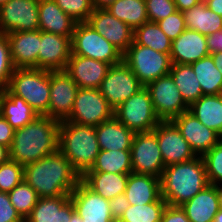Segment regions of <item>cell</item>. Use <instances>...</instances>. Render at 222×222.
<instances>
[{"label": "cell", "instance_id": "1", "mask_svg": "<svg viewBox=\"0 0 222 222\" xmlns=\"http://www.w3.org/2000/svg\"><path fill=\"white\" fill-rule=\"evenodd\" d=\"M80 180V175L59 150L24 166V181L39 198L70 195Z\"/></svg>", "mask_w": 222, "mask_h": 222}, {"label": "cell", "instance_id": "2", "mask_svg": "<svg viewBox=\"0 0 222 222\" xmlns=\"http://www.w3.org/2000/svg\"><path fill=\"white\" fill-rule=\"evenodd\" d=\"M59 124L56 119L38 115L26 126L16 129L9 148L10 159L25 166L58 151Z\"/></svg>", "mask_w": 222, "mask_h": 222}, {"label": "cell", "instance_id": "3", "mask_svg": "<svg viewBox=\"0 0 222 222\" xmlns=\"http://www.w3.org/2000/svg\"><path fill=\"white\" fill-rule=\"evenodd\" d=\"M160 180L161 197L171 206L183 205L210 185L200 156L165 166Z\"/></svg>", "mask_w": 222, "mask_h": 222}, {"label": "cell", "instance_id": "4", "mask_svg": "<svg viewBox=\"0 0 222 222\" xmlns=\"http://www.w3.org/2000/svg\"><path fill=\"white\" fill-rule=\"evenodd\" d=\"M59 151L82 177L91 169L100 152L95 127L60 121Z\"/></svg>", "mask_w": 222, "mask_h": 222}, {"label": "cell", "instance_id": "5", "mask_svg": "<svg viewBox=\"0 0 222 222\" xmlns=\"http://www.w3.org/2000/svg\"><path fill=\"white\" fill-rule=\"evenodd\" d=\"M7 89L23 98L38 115L48 116L50 71L38 68H15Z\"/></svg>", "mask_w": 222, "mask_h": 222}, {"label": "cell", "instance_id": "6", "mask_svg": "<svg viewBox=\"0 0 222 222\" xmlns=\"http://www.w3.org/2000/svg\"><path fill=\"white\" fill-rule=\"evenodd\" d=\"M122 61L144 86L168 75L172 66L170 54L155 51L134 41L123 53Z\"/></svg>", "mask_w": 222, "mask_h": 222}, {"label": "cell", "instance_id": "7", "mask_svg": "<svg viewBox=\"0 0 222 222\" xmlns=\"http://www.w3.org/2000/svg\"><path fill=\"white\" fill-rule=\"evenodd\" d=\"M71 47V55L103 61L111 66L122 62L123 54L87 22H77L71 39Z\"/></svg>", "mask_w": 222, "mask_h": 222}, {"label": "cell", "instance_id": "8", "mask_svg": "<svg viewBox=\"0 0 222 222\" xmlns=\"http://www.w3.org/2000/svg\"><path fill=\"white\" fill-rule=\"evenodd\" d=\"M114 116L133 132H148L161 122L156 116L150 93L144 86L114 110Z\"/></svg>", "mask_w": 222, "mask_h": 222}, {"label": "cell", "instance_id": "9", "mask_svg": "<svg viewBox=\"0 0 222 222\" xmlns=\"http://www.w3.org/2000/svg\"><path fill=\"white\" fill-rule=\"evenodd\" d=\"M113 117L114 110L99 89L79 88L66 121L96 127Z\"/></svg>", "mask_w": 222, "mask_h": 222}, {"label": "cell", "instance_id": "10", "mask_svg": "<svg viewBox=\"0 0 222 222\" xmlns=\"http://www.w3.org/2000/svg\"><path fill=\"white\" fill-rule=\"evenodd\" d=\"M130 154L132 173L161 178L165 164L154 131L136 132Z\"/></svg>", "mask_w": 222, "mask_h": 222}, {"label": "cell", "instance_id": "11", "mask_svg": "<svg viewBox=\"0 0 222 222\" xmlns=\"http://www.w3.org/2000/svg\"><path fill=\"white\" fill-rule=\"evenodd\" d=\"M145 87L150 93L155 114L160 121H172L188 111L189 106L170 74L148 83Z\"/></svg>", "mask_w": 222, "mask_h": 222}, {"label": "cell", "instance_id": "12", "mask_svg": "<svg viewBox=\"0 0 222 222\" xmlns=\"http://www.w3.org/2000/svg\"><path fill=\"white\" fill-rule=\"evenodd\" d=\"M75 208L70 222H116L108 199L101 197L80 180L70 194Z\"/></svg>", "mask_w": 222, "mask_h": 222}, {"label": "cell", "instance_id": "13", "mask_svg": "<svg viewBox=\"0 0 222 222\" xmlns=\"http://www.w3.org/2000/svg\"><path fill=\"white\" fill-rule=\"evenodd\" d=\"M142 87L144 85L122 61L109 68L98 89L113 110H115Z\"/></svg>", "mask_w": 222, "mask_h": 222}, {"label": "cell", "instance_id": "14", "mask_svg": "<svg viewBox=\"0 0 222 222\" xmlns=\"http://www.w3.org/2000/svg\"><path fill=\"white\" fill-rule=\"evenodd\" d=\"M39 0H9L0 6V32L39 29Z\"/></svg>", "mask_w": 222, "mask_h": 222}, {"label": "cell", "instance_id": "15", "mask_svg": "<svg viewBox=\"0 0 222 222\" xmlns=\"http://www.w3.org/2000/svg\"><path fill=\"white\" fill-rule=\"evenodd\" d=\"M165 166L197 157L172 121H161L154 129Z\"/></svg>", "mask_w": 222, "mask_h": 222}, {"label": "cell", "instance_id": "16", "mask_svg": "<svg viewBox=\"0 0 222 222\" xmlns=\"http://www.w3.org/2000/svg\"><path fill=\"white\" fill-rule=\"evenodd\" d=\"M78 89L76 82L64 70L50 71L48 116L59 122L66 120L72 112Z\"/></svg>", "mask_w": 222, "mask_h": 222}, {"label": "cell", "instance_id": "17", "mask_svg": "<svg viewBox=\"0 0 222 222\" xmlns=\"http://www.w3.org/2000/svg\"><path fill=\"white\" fill-rule=\"evenodd\" d=\"M172 122L188 141L196 156L203 157L222 139L217 132L207 128L189 111L181 113Z\"/></svg>", "mask_w": 222, "mask_h": 222}, {"label": "cell", "instance_id": "18", "mask_svg": "<svg viewBox=\"0 0 222 222\" xmlns=\"http://www.w3.org/2000/svg\"><path fill=\"white\" fill-rule=\"evenodd\" d=\"M86 22L122 54L133 43L134 30L106 9H94Z\"/></svg>", "mask_w": 222, "mask_h": 222}, {"label": "cell", "instance_id": "19", "mask_svg": "<svg viewBox=\"0 0 222 222\" xmlns=\"http://www.w3.org/2000/svg\"><path fill=\"white\" fill-rule=\"evenodd\" d=\"M71 39L72 37L41 31L38 69L65 70L72 53Z\"/></svg>", "mask_w": 222, "mask_h": 222}, {"label": "cell", "instance_id": "20", "mask_svg": "<svg viewBox=\"0 0 222 222\" xmlns=\"http://www.w3.org/2000/svg\"><path fill=\"white\" fill-rule=\"evenodd\" d=\"M110 67V64L103 61L71 55L64 71L79 88L98 89Z\"/></svg>", "mask_w": 222, "mask_h": 222}, {"label": "cell", "instance_id": "21", "mask_svg": "<svg viewBox=\"0 0 222 222\" xmlns=\"http://www.w3.org/2000/svg\"><path fill=\"white\" fill-rule=\"evenodd\" d=\"M15 68H38L41 30L7 33Z\"/></svg>", "mask_w": 222, "mask_h": 222}, {"label": "cell", "instance_id": "22", "mask_svg": "<svg viewBox=\"0 0 222 222\" xmlns=\"http://www.w3.org/2000/svg\"><path fill=\"white\" fill-rule=\"evenodd\" d=\"M210 55L206 35L195 30L185 29L172 41L170 58L172 64H188Z\"/></svg>", "mask_w": 222, "mask_h": 222}, {"label": "cell", "instance_id": "23", "mask_svg": "<svg viewBox=\"0 0 222 222\" xmlns=\"http://www.w3.org/2000/svg\"><path fill=\"white\" fill-rule=\"evenodd\" d=\"M75 212L70 195L39 198L26 222H70Z\"/></svg>", "mask_w": 222, "mask_h": 222}, {"label": "cell", "instance_id": "24", "mask_svg": "<svg viewBox=\"0 0 222 222\" xmlns=\"http://www.w3.org/2000/svg\"><path fill=\"white\" fill-rule=\"evenodd\" d=\"M39 30L72 37L77 22L64 13L54 0H39Z\"/></svg>", "mask_w": 222, "mask_h": 222}, {"label": "cell", "instance_id": "25", "mask_svg": "<svg viewBox=\"0 0 222 222\" xmlns=\"http://www.w3.org/2000/svg\"><path fill=\"white\" fill-rule=\"evenodd\" d=\"M181 207L190 222H213L220 209L216 185H208Z\"/></svg>", "mask_w": 222, "mask_h": 222}, {"label": "cell", "instance_id": "26", "mask_svg": "<svg viewBox=\"0 0 222 222\" xmlns=\"http://www.w3.org/2000/svg\"><path fill=\"white\" fill-rule=\"evenodd\" d=\"M100 150H130L135 135L115 116L95 127Z\"/></svg>", "mask_w": 222, "mask_h": 222}, {"label": "cell", "instance_id": "27", "mask_svg": "<svg viewBox=\"0 0 222 222\" xmlns=\"http://www.w3.org/2000/svg\"><path fill=\"white\" fill-rule=\"evenodd\" d=\"M130 205H143L161 198V180L152 175L130 173L124 192Z\"/></svg>", "mask_w": 222, "mask_h": 222}, {"label": "cell", "instance_id": "28", "mask_svg": "<svg viewBox=\"0 0 222 222\" xmlns=\"http://www.w3.org/2000/svg\"><path fill=\"white\" fill-rule=\"evenodd\" d=\"M0 114L16 130L34 120L38 113L23 99L7 88L0 92Z\"/></svg>", "mask_w": 222, "mask_h": 222}, {"label": "cell", "instance_id": "29", "mask_svg": "<svg viewBox=\"0 0 222 222\" xmlns=\"http://www.w3.org/2000/svg\"><path fill=\"white\" fill-rule=\"evenodd\" d=\"M129 174L86 172L81 180L101 197L111 200L125 192Z\"/></svg>", "mask_w": 222, "mask_h": 222}, {"label": "cell", "instance_id": "30", "mask_svg": "<svg viewBox=\"0 0 222 222\" xmlns=\"http://www.w3.org/2000/svg\"><path fill=\"white\" fill-rule=\"evenodd\" d=\"M188 111L203 125L222 137V100L219 95H203L191 104Z\"/></svg>", "mask_w": 222, "mask_h": 222}, {"label": "cell", "instance_id": "31", "mask_svg": "<svg viewBox=\"0 0 222 222\" xmlns=\"http://www.w3.org/2000/svg\"><path fill=\"white\" fill-rule=\"evenodd\" d=\"M186 29L209 35L222 30V16L211 11L204 1L182 12Z\"/></svg>", "mask_w": 222, "mask_h": 222}, {"label": "cell", "instance_id": "32", "mask_svg": "<svg viewBox=\"0 0 222 222\" xmlns=\"http://www.w3.org/2000/svg\"><path fill=\"white\" fill-rule=\"evenodd\" d=\"M169 74L188 106L203 96L201 86L191 65L172 64Z\"/></svg>", "mask_w": 222, "mask_h": 222}, {"label": "cell", "instance_id": "33", "mask_svg": "<svg viewBox=\"0 0 222 222\" xmlns=\"http://www.w3.org/2000/svg\"><path fill=\"white\" fill-rule=\"evenodd\" d=\"M87 172H106L113 174L132 173L130 150H100L94 164Z\"/></svg>", "mask_w": 222, "mask_h": 222}, {"label": "cell", "instance_id": "34", "mask_svg": "<svg viewBox=\"0 0 222 222\" xmlns=\"http://www.w3.org/2000/svg\"><path fill=\"white\" fill-rule=\"evenodd\" d=\"M106 10L133 30L149 21L145 0H116Z\"/></svg>", "mask_w": 222, "mask_h": 222}, {"label": "cell", "instance_id": "35", "mask_svg": "<svg viewBox=\"0 0 222 222\" xmlns=\"http://www.w3.org/2000/svg\"><path fill=\"white\" fill-rule=\"evenodd\" d=\"M203 95H219L222 91V74L214 65L211 55L191 64Z\"/></svg>", "mask_w": 222, "mask_h": 222}, {"label": "cell", "instance_id": "36", "mask_svg": "<svg viewBox=\"0 0 222 222\" xmlns=\"http://www.w3.org/2000/svg\"><path fill=\"white\" fill-rule=\"evenodd\" d=\"M133 41L165 54L171 53L172 40L156 22L147 21L134 30Z\"/></svg>", "mask_w": 222, "mask_h": 222}, {"label": "cell", "instance_id": "37", "mask_svg": "<svg viewBox=\"0 0 222 222\" xmlns=\"http://www.w3.org/2000/svg\"><path fill=\"white\" fill-rule=\"evenodd\" d=\"M166 206L162 197L153 203L130 205L117 222H161Z\"/></svg>", "mask_w": 222, "mask_h": 222}, {"label": "cell", "instance_id": "38", "mask_svg": "<svg viewBox=\"0 0 222 222\" xmlns=\"http://www.w3.org/2000/svg\"><path fill=\"white\" fill-rule=\"evenodd\" d=\"M8 194L11 204L24 220L31 213L39 199L37 192L24 180Z\"/></svg>", "mask_w": 222, "mask_h": 222}, {"label": "cell", "instance_id": "39", "mask_svg": "<svg viewBox=\"0 0 222 222\" xmlns=\"http://www.w3.org/2000/svg\"><path fill=\"white\" fill-rule=\"evenodd\" d=\"M24 180V166L14 160L0 164V192L9 193Z\"/></svg>", "mask_w": 222, "mask_h": 222}, {"label": "cell", "instance_id": "40", "mask_svg": "<svg viewBox=\"0 0 222 222\" xmlns=\"http://www.w3.org/2000/svg\"><path fill=\"white\" fill-rule=\"evenodd\" d=\"M209 184H222V139L203 157Z\"/></svg>", "mask_w": 222, "mask_h": 222}, {"label": "cell", "instance_id": "41", "mask_svg": "<svg viewBox=\"0 0 222 222\" xmlns=\"http://www.w3.org/2000/svg\"><path fill=\"white\" fill-rule=\"evenodd\" d=\"M14 70L7 34L0 32V92L9 85Z\"/></svg>", "mask_w": 222, "mask_h": 222}, {"label": "cell", "instance_id": "42", "mask_svg": "<svg viewBox=\"0 0 222 222\" xmlns=\"http://www.w3.org/2000/svg\"><path fill=\"white\" fill-rule=\"evenodd\" d=\"M64 13L76 22H86L94 7L91 0H54Z\"/></svg>", "mask_w": 222, "mask_h": 222}, {"label": "cell", "instance_id": "43", "mask_svg": "<svg viewBox=\"0 0 222 222\" xmlns=\"http://www.w3.org/2000/svg\"><path fill=\"white\" fill-rule=\"evenodd\" d=\"M149 21L158 22L177 11L173 0H145Z\"/></svg>", "mask_w": 222, "mask_h": 222}, {"label": "cell", "instance_id": "44", "mask_svg": "<svg viewBox=\"0 0 222 222\" xmlns=\"http://www.w3.org/2000/svg\"><path fill=\"white\" fill-rule=\"evenodd\" d=\"M170 40H175L185 29L183 13L179 10L157 22Z\"/></svg>", "mask_w": 222, "mask_h": 222}, {"label": "cell", "instance_id": "45", "mask_svg": "<svg viewBox=\"0 0 222 222\" xmlns=\"http://www.w3.org/2000/svg\"><path fill=\"white\" fill-rule=\"evenodd\" d=\"M24 219L11 204L8 193L0 192V222H23Z\"/></svg>", "mask_w": 222, "mask_h": 222}, {"label": "cell", "instance_id": "46", "mask_svg": "<svg viewBox=\"0 0 222 222\" xmlns=\"http://www.w3.org/2000/svg\"><path fill=\"white\" fill-rule=\"evenodd\" d=\"M161 222H190L181 206L168 205L163 211Z\"/></svg>", "mask_w": 222, "mask_h": 222}, {"label": "cell", "instance_id": "47", "mask_svg": "<svg viewBox=\"0 0 222 222\" xmlns=\"http://www.w3.org/2000/svg\"><path fill=\"white\" fill-rule=\"evenodd\" d=\"M111 215L115 221H118L124 211L130 206L125 194H120L109 200Z\"/></svg>", "mask_w": 222, "mask_h": 222}, {"label": "cell", "instance_id": "48", "mask_svg": "<svg viewBox=\"0 0 222 222\" xmlns=\"http://www.w3.org/2000/svg\"><path fill=\"white\" fill-rule=\"evenodd\" d=\"M15 129L0 114V144L11 147Z\"/></svg>", "mask_w": 222, "mask_h": 222}, {"label": "cell", "instance_id": "49", "mask_svg": "<svg viewBox=\"0 0 222 222\" xmlns=\"http://www.w3.org/2000/svg\"><path fill=\"white\" fill-rule=\"evenodd\" d=\"M206 43L209 54L222 52V30L206 36Z\"/></svg>", "mask_w": 222, "mask_h": 222}, {"label": "cell", "instance_id": "50", "mask_svg": "<svg viewBox=\"0 0 222 222\" xmlns=\"http://www.w3.org/2000/svg\"><path fill=\"white\" fill-rule=\"evenodd\" d=\"M176 4L177 10L183 12L185 10L191 9L193 6L198 5L203 0H173Z\"/></svg>", "mask_w": 222, "mask_h": 222}, {"label": "cell", "instance_id": "51", "mask_svg": "<svg viewBox=\"0 0 222 222\" xmlns=\"http://www.w3.org/2000/svg\"><path fill=\"white\" fill-rule=\"evenodd\" d=\"M207 7L218 14L219 16H222V0H203Z\"/></svg>", "mask_w": 222, "mask_h": 222}, {"label": "cell", "instance_id": "52", "mask_svg": "<svg viewBox=\"0 0 222 222\" xmlns=\"http://www.w3.org/2000/svg\"><path fill=\"white\" fill-rule=\"evenodd\" d=\"M116 0H91L94 9H106Z\"/></svg>", "mask_w": 222, "mask_h": 222}, {"label": "cell", "instance_id": "53", "mask_svg": "<svg viewBox=\"0 0 222 222\" xmlns=\"http://www.w3.org/2000/svg\"><path fill=\"white\" fill-rule=\"evenodd\" d=\"M10 159L9 147L0 144V164L7 162Z\"/></svg>", "mask_w": 222, "mask_h": 222}, {"label": "cell", "instance_id": "54", "mask_svg": "<svg viewBox=\"0 0 222 222\" xmlns=\"http://www.w3.org/2000/svg\"><path fill=\"white\" fill-rule=\"evenodd\" d=\"M212 59L214 61V65L217 67V69L222 74V52H216L211 54Z\"/></svg>", "mask_w": 222, "mask_h": 222}, {"label": "cell", "instance_id": "55", "mask_svg": "<svg viewBox=\"0 0 222 222\" xmlns=\"http://www.w3.org/2000/svg\"><path fill=\"white\" fill-rule=\"evenodd\" d=\"M216 188L219 195L220 208H222V184L216 185Z\"/></svg>", "mask_w": 222, "mask_h": 222}, {"label": "cell", "instance_id": "56", "mask_svg": "<svg viewBox=\"0 0 222 222\" xmlns=\"http://www.w3.org/2000/svg\"><path fill=\"white\" fill-rule=\"evenodd\" d=\"M213 222H222V208H220L217 214L215 215Z\"/></svg>", "mask_w": 222, "mask_h": 222}, {"label": "cell", "instance_id": "57", "mask_svg": "<svg viewBox=\"0 0 222 222\" xmlns=\"http://www.w3.org/2000/svg\"><path fill=\"white\" fill-rule=\"evenodd\" d=\"M9 0H0V6L6 2H8Z\"/></svg>", "mask_w": 222, "mask_h": 222}]
</instances>
